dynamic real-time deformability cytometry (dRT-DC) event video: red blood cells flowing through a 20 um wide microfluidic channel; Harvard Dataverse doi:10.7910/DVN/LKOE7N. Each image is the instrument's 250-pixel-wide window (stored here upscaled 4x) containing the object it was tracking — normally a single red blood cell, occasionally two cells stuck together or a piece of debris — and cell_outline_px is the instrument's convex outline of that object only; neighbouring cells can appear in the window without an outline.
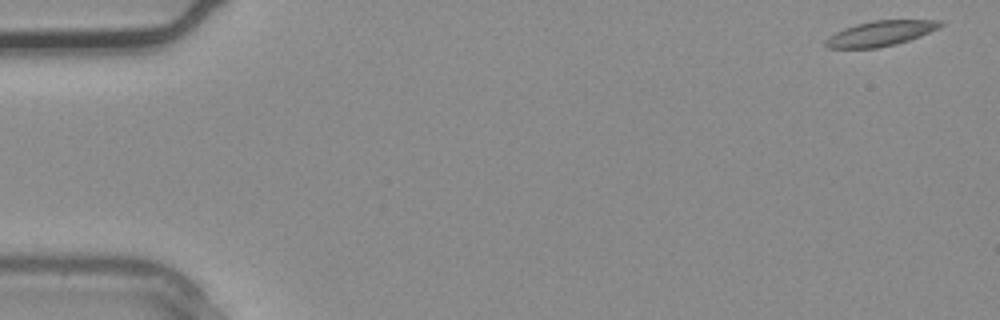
{"species": "common noctule bat (a hibernating species)", "species_latin": "Nyctalus noctula", "temperature_condition": "warm", "stored_images_in_passage": 3, "camera_frame_rate_fps": 3000, "um_per_image_px": 0.085, "animal": {"sex": "male", "body_mass_g": 20.4}, "frame": {"image": 1, "passage_image": 1, "time_ms": 0.0, "image_size_px": [1000, 320], "cell_outline_px": [[944, 24], [920, 36], [896, 44], [876, 48], [828, 48], [824, 44], [824, 40], [828, 36], [844, 28], [856, 24], [872, 20], [944, 20]], "centroid_in_image_um": [74.8, 2.84], "position_along_channel_um": 10.2, "area_um2": 16.76}}
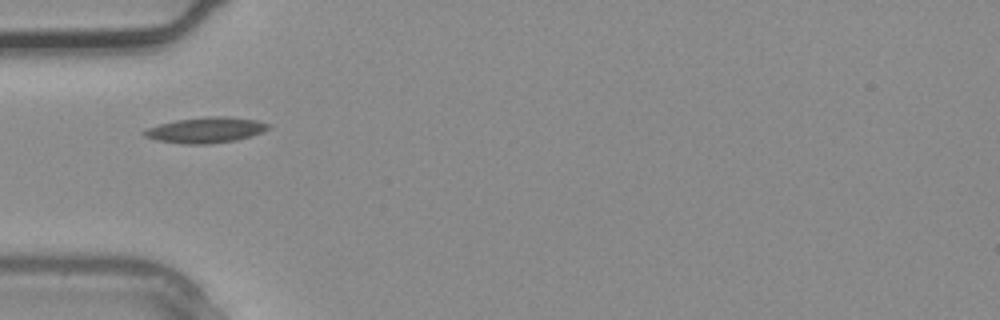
{"frame": {"image": 2, "passage_image": 3, "time_ms": 0.667, "image_size_px": [1000, 320], "cell_outline_px": [[272, 124], [268, 128], [260, 132], [236, 140], [208, 144], [184, 144], [156, 140], [144, 136], [140, 132], [148, 128], [160, 124], [176, 120], [208, 116], [224, 116], [256, 120]], "centroid_in_image_um": [17.45, 11.05], "position_along_channel_um": 67.5, "area_um2": 18.38}}